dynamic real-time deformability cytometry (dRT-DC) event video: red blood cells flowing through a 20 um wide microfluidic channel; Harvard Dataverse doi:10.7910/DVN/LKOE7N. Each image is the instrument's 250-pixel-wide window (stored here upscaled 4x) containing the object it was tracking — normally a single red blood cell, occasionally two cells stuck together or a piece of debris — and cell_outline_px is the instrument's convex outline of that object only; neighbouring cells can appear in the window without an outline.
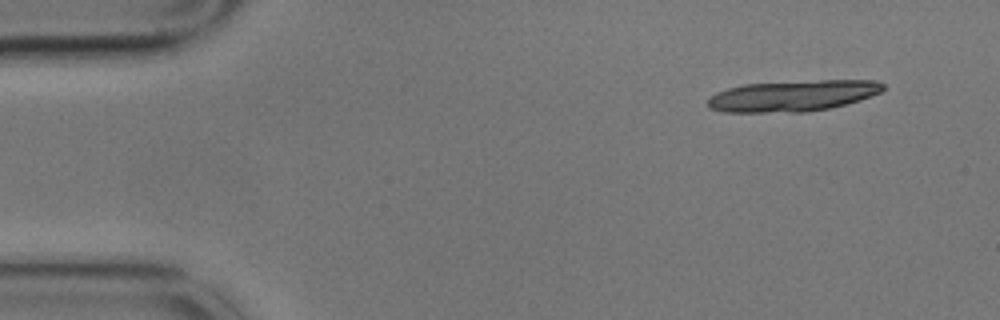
{"species": "common noctule bat (a hibernating species)", "species_latin": "Nyctalus noctula", "temperature_condition": "cold", "stored_images_in_passage": 5, "camera_frame_rate_fps": 3000, "um_per_image_px": 0.085, "animal": {"sex": "male", "body_mass_g": 17.9}, "frame": {"image": 1, "passage_image": 5, "time_ms": 1.333, "image_size_px": [1000, 320], "cell_outline_px": [[884, 88], [880, 92], [860, 100], [828, 108], [808, 112], [724, 112], [712, 108], [708, 104], [708, 100], [716, 92], [728, 88], [744, 84], [820, 80], [880, 80], [884, 84]], "centroid_in_image_um": [67.42, 8.14], "position_along_channel_um": 17.6, "area_um2": 31.62}}